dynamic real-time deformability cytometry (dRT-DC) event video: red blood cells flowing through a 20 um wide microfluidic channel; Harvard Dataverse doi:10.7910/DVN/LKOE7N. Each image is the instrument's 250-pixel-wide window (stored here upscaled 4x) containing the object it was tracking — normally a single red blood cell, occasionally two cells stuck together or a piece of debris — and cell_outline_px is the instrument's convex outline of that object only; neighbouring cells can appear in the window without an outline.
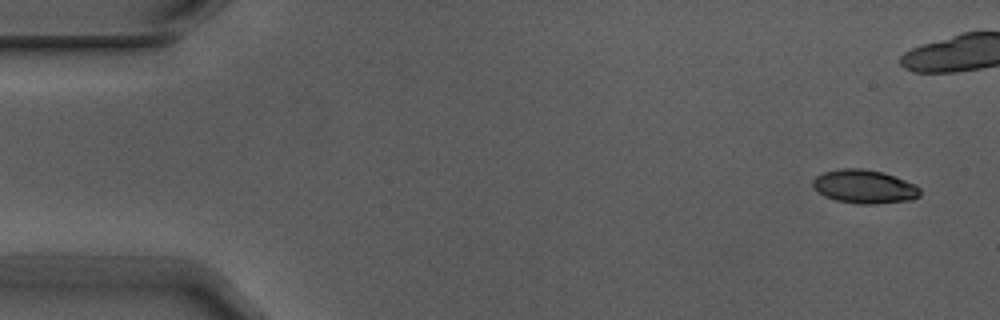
{"species": "Egyptian fruit bat (a non-hibernating species)", "species_latin": "Rousettus aegyptiacus", "temperature_condition": "warm", "stored_images_in_passage": 6, "camera_frame_rate_fps": 3000, "um_per_image_px": 0.085, "animal": {"sex": "male"}, "frame": {"image": 1, "passage_image": 1, "time_ms": 0.0, "image_size_px": [1000, 320], "cell_outline_px": [[920, 196], [912, 200], [876, 204], [860, 204], [836, 200], [824, 196], [812, 184], [812, 180], [816, 176], [824, 172], [844, 168], [864, 168], [884, 172], [916, 184], [920, 188]], "centroid_in_image_um": [73.51, 15.86], "position_along_channel_um": 11.5, "area_um2": 21.1}}